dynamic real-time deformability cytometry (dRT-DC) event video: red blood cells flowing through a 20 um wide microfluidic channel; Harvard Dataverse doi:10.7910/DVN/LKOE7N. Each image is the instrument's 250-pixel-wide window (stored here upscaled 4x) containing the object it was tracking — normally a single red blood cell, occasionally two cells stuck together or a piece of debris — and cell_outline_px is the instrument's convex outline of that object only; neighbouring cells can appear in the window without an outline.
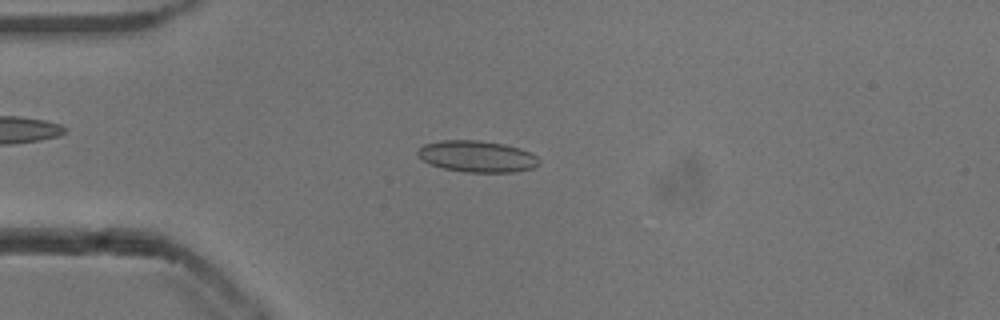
{"species": "common noctule bat (a hibernating species)", "species_latin": "Nyctalus noctula", "temperature_condition": "cold", "stored_images_in_passage": 52, "camera_frame_rate_fps": 3000, "um_per_image_px": 0.085, "animal": {"sex": "male", "body_mass_g": 13.3}, "frame": {"image": 1, "passage_image": 13, "time_ms": 4.0, "image_size_px": [1000, 320], "cell_outline_px": [[540, 164], [532, 168], [512, 172], [464, 172], [444, 168], [428, 164], [416, 152], [424, 144], [440, 140], [476, 140], [504, 144], [520, 148], [536, 156], [540, 160]], "centroid_in_image_um": [40.55, 13.29], "position_along_channel_um": 44.5, "area_um2": 22.14}}
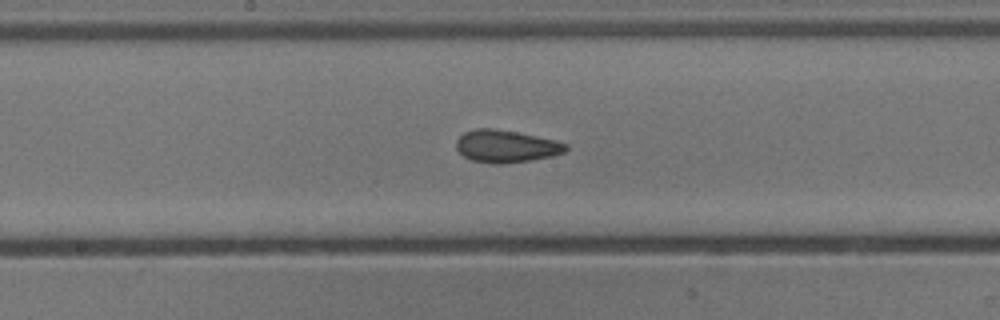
{"frame": {"image": 2, "passage_image": 27, "time_ms": 8.667, "image_size_px": [1000, 320], "cell_outline_px": [[568, 148], [564, 152], [552, 156], [504, 164], [492, 164], [472, 160], [464, 156], [456, 148], [456, 140], [464, 132], [476, 128], [492, 128], [516, 132], [536, 136], [568, 144]], "centroid_in_image_um": [42.98, 12.43], "position_along_channel_um": 205.2, "area_um2": 20.52}}
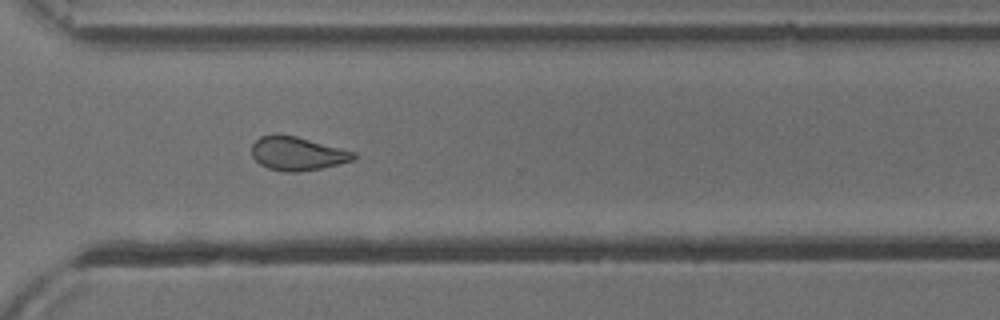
{"frame": {"image": 3, "passage_image": 38, "time_ms": 12.333, "image_size_px": [1000, 320], "cell_outline_px": [[356, 156], [352, 160], [320, 168], [300, 172], [284, 172], [268, 168], [260, 164], [252, 156], [252, 144], [260, 136], [276, 132], [280, 132], [296, 136], [356, 152]], "centroid_in_image_um": [25.22, 13.02], "position_along_channel_um": 345.4, "area_um2": 20.11}, "authors_computed_cell_mechanics": {"area_um2": 21.0392, "velocity_mm_per_s": 3.846, "shape_relaxation_time_tau1_ms": null, "shape_relaxation_time_tau2_ms": 1.8838, "deformation_change_tau1": null, "deformation_change_tau2": 0.0822}}